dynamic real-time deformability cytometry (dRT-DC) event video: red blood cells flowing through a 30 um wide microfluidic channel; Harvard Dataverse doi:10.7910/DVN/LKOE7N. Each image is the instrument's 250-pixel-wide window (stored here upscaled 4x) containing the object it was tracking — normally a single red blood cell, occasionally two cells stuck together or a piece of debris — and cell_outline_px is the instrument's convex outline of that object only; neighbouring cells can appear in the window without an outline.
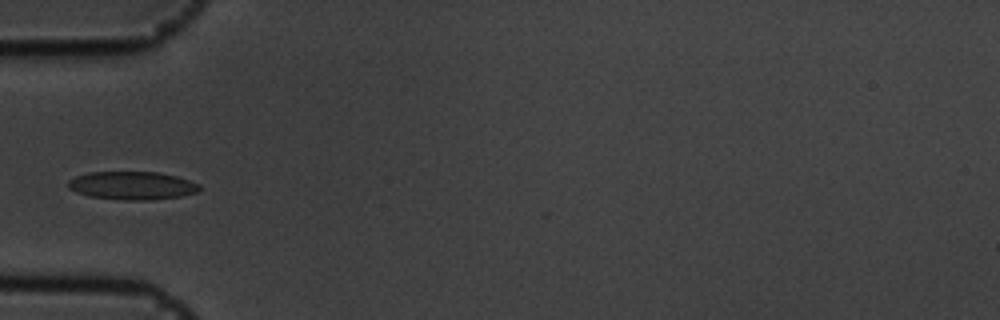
{"species": "common noctule bat (a hibernating species)", "species_latin": "Nyctalus noctula", "temperature_condition": "cold", "stored_images_in_passage": 39, "camera_frame_rate_fps": 3000, "um_per_image_px": 0.085, "animal": {"sex": "male", "body_mass_g": 19.5, "forearm_length_mm": 54.6}, "frame": {"image": 1, "passage_image": 1, "time_ms": 0.0, "image_size_px": [1000, 320], "cell_outline_px": [[200, 188], [196, 192], [180, 196], [148, 200], [124, 200], [88, 196], [76, 192], [68, 188], [68, 180], [76, 176], [88, 172], [160, 172], [176, 176], [200, 184]], "centroid_in_image_um": [11.2, 15.77], "position_along_channel_um": 73.8, "area_um2": 21.5}}
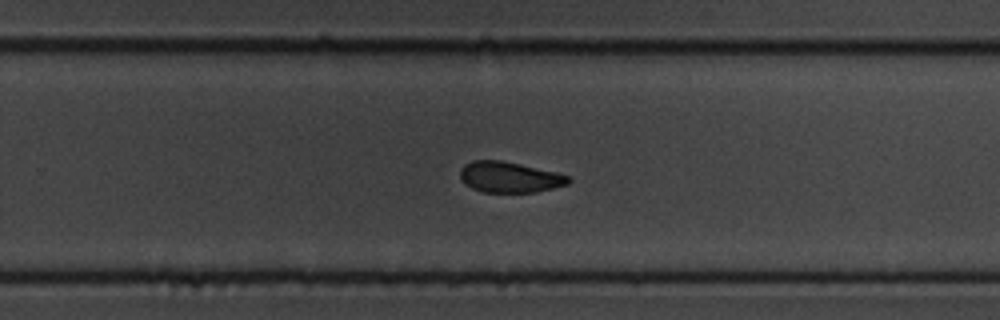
{"frame": {"image": 2, "passage_image": 19, "time_ms": 6.0, "image_size_px": [1000, 320], "cell_outline_px": [[572, 180], [568, 184], [536, 192], [484, 192], [472, 188], [460, 180], [460, 168], [464, 164], [472, 160], [500, 160], [520, 164], [556, 172], [572, 176]], "centroid_in_image_um": [43.31, 15.05], "position_along_channel_um": 286.5, "area_um2": 19.54}}
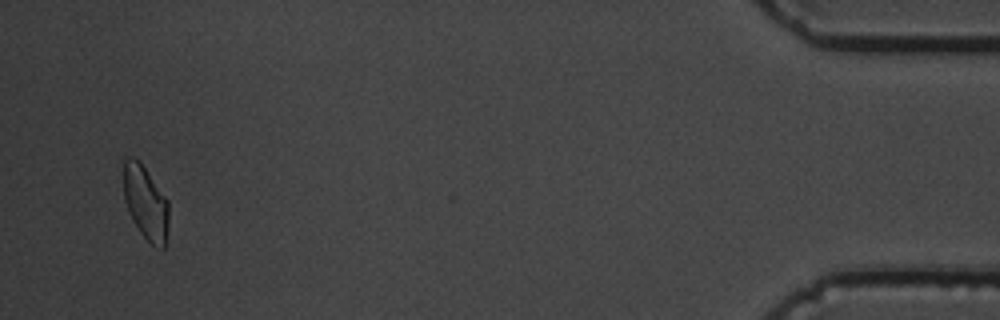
{"frame": {"image": 3, "passage_image": 37, "time_ms": 12.0, "image_size_px": [1000, 320], "cell_outline_px": [[168, 228], [164, 248], [160, 248], [152, 244], [140, 232], [124, 200], [124, 160], [128, 156], [132, 156], [140, 160], [168, 200]], "centroid_in_image_um": [12.39, 17.18], "position_along_channel_um": 422.8, "area_um2": 19.25}}